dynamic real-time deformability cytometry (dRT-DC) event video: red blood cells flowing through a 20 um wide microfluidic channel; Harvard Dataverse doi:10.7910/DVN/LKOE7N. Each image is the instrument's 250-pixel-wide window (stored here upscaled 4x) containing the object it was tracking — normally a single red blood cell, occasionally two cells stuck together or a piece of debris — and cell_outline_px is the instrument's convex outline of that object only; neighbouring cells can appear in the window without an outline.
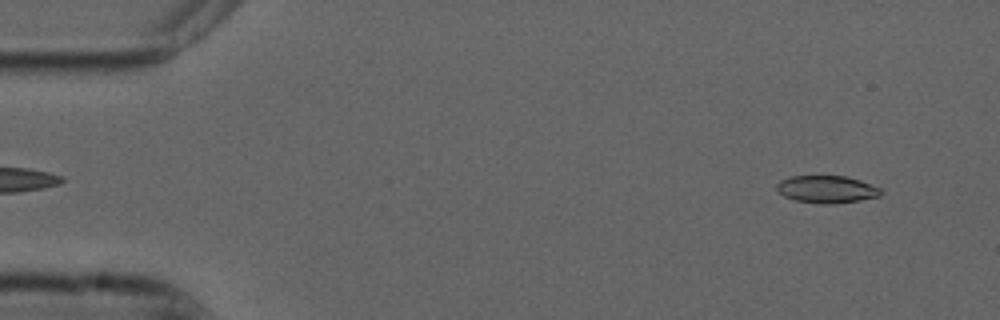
{"species": "common noctule bat (a hibernating species)", "species_latin": "Nyctalus noctula", "temperature_condition": "cold", "stored_images_in_passage": 53, "camera_frame_rate_fps": 3000, "um_per_image_px": 0.085, "animal": {"sex": "male", "forearm_length_mm": 52.5}, "frame": {"image": 1, "passage_image": 3, "time_ms": 0.667, "image_size_px": [1000, 320], "cell_outline_px": [[880, 196], [860, 200], [832, 204], [824, 204], [796, 200], [784, 196], [776, 188], [776, 184], [780, 180], [792, 176], [848, 176], [860, 180], [880, 188]], "centroid_in_image_um": [70.26, 16.08], "position_along_channel_um": 14.7, "area_um2": 16.47}}
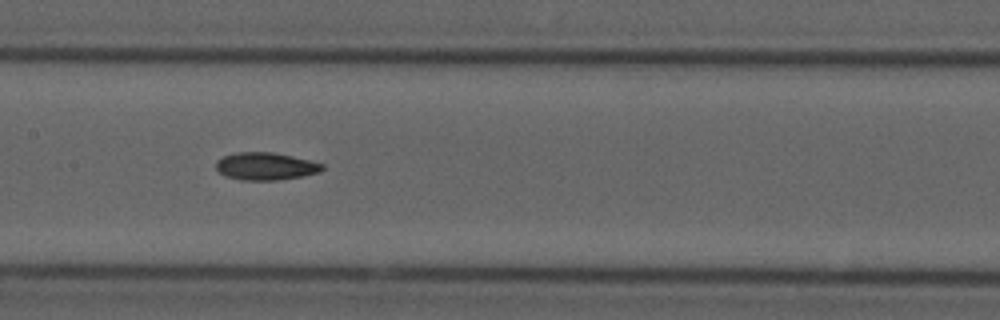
{"frame": {"image": 2, "passage_image": 25, "time_ms": 8.0, "image_size_px": [1000, 320], "cell_outline_px": [[324, 168], [320, 172], [304, 176], [276, 180], [240, 180], [224, 176], [216, 168], [216, 160], [224, 156], [236, 152], [272, 152], [292, 156], [324, 164]], "centroid_in_image_um": [22.57, 14.13], "position_along_channel_um": 184.8, "area_um2": 17.11}}
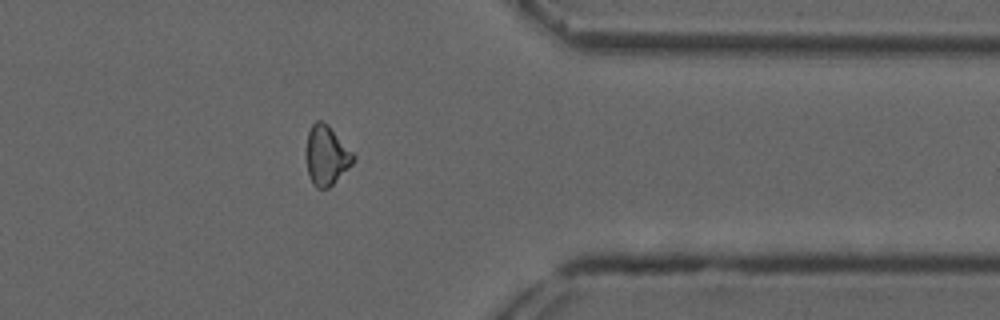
{"frame": {"image": 3, "passage_image": 42, "time_ms": 13.667, "image_size_px": [1000, 320], "cell_outline_px": [[356, 160], [328, 188], [316, 188], [312, 184], [308, 176], [304, 156], [304, 152], [308, 132], [312, 124], [316, 120], [320, 120], [328, 124], [356, 156]], "centroid_in_image_um": [27.7, 13.2], "position_along_channel_um": 383.7, "area_um2": 16.7}, "authors_computed_cell_mechanics": {"area_um2": 16.9932, "velocity_mm_per_s": 3.7574, "shape_relaxation_time_tau1_ms": 9.2731, "shape_relaxation_time_tau2_ms": 5.8789, "deformation_change_tau1": 0.189, "deformation_change_tau2": 0.106}}